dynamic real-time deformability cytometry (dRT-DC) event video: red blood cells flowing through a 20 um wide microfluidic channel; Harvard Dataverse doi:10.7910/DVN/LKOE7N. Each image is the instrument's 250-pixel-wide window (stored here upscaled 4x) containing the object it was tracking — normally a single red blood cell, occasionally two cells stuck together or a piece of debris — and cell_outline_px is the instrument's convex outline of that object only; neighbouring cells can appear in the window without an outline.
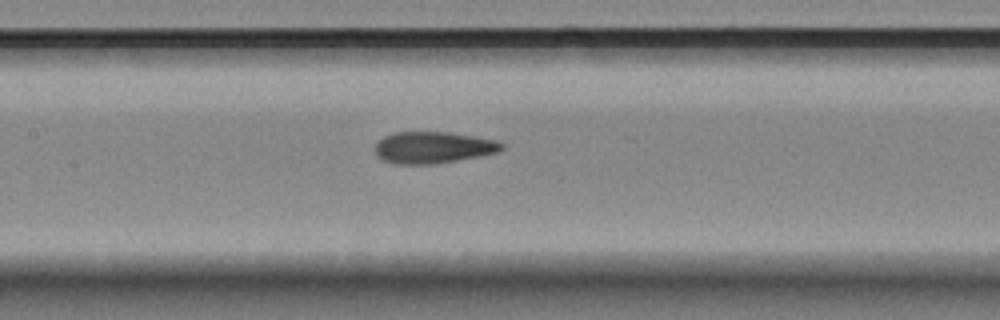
{"species": "Egyptian fruit bat (a non-hibernating species)", "species_latin": "Rousettus aegyptiacus", "temperature_condition": "room temperature", "stored_images_in_passage": 8, "camera_frame_rate_fps": 3000, "um_per_image_px": 0.085, "animal": {"sex": "female"}, "frame": {"image": 1, "passage_image": 8, "time_ms": 9.667, "image_size_px": [1000, 320], "cell_outline_px": [[504, 148], [500, 152], [480, 156], [432, 164], [396, 164], [384, 160], [376, 152], [376, 144], [384, 136], [396, 132], [448, 132], [496, 140], [504, 144]], "centroid_in_image_um": [36.86, 12.53], "position_along_channel_um": 170.5, "area_um2": 23.12}}